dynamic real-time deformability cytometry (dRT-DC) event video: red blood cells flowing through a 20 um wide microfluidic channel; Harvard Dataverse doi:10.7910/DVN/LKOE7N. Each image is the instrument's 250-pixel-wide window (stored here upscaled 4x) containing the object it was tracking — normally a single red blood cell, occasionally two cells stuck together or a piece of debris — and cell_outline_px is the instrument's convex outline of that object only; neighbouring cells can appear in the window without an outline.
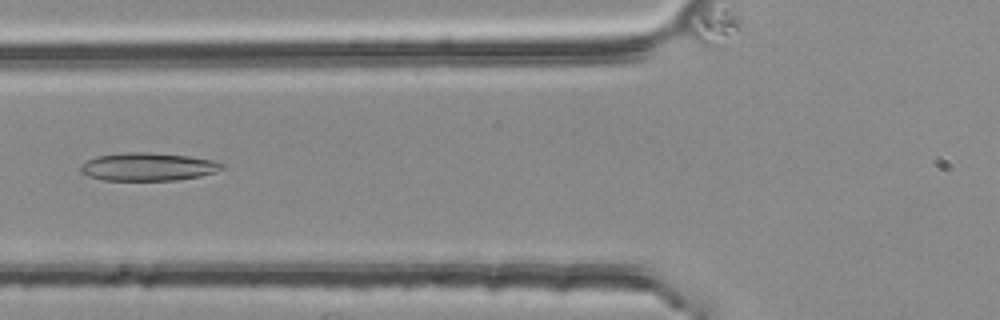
{"species": "common noctule bat (a hibernating species)", "species_latin": "Nyctalus noctula", "temperature_condition": "room temperature", "stored_images_in_passage": 6, "camera_frame_rate_fps": 3000, "um_per_image_px": 0.085, "animal": {"sex": "female", "body_mass_g": 25.1}, "frame": {"image": 1, "passage_image": 5, "time_ms": 1.333, "image_size_px": [1000, 320], "cell_outline_px": [[224, 168], [216, 172], [200, 176], [176, 180], [104, 180], [88, 176], [80, 172], [80, 168], [88, 160], [96, 156], [128, 152], [148, 152], [188, 156], [212, 160], [224, 164]], "centroid_in_image_um": [12.59, 14.18], "position_along_channel_um": 113.2, "area_um2": 22.95}}